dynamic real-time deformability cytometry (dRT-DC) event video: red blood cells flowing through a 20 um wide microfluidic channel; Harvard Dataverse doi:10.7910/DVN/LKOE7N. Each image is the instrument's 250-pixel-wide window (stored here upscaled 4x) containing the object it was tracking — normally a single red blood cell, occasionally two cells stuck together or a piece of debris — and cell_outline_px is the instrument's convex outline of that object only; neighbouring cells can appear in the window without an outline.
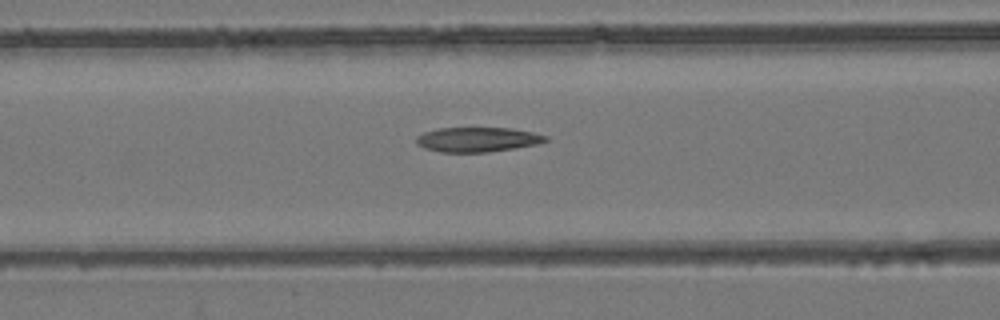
{"species": "common noctule bat (a hibernating species)", "species_latin": "Nyctalus noctula", "temperature_condition": "room temperature", "stored_images_in_passage": 20, "camera_frame_rate_fps": 3000, "um_per_image_px": 0.085, "animal": {"sex": "female", "body_mass_g": 24.6, "forearm_length_mm": 56.2}, "frame": {"image": 1, "passage_image": 10, "time_ms": 3.0, "image_size_px": [1000, 320], "cell_outline_px": [[548, 140], [536, 144], [516, 148], [488, 152], [440, 152], [424, 148], [416, 144], [416, 136], [424, 132], [440, 128], [512, 128], [532, 132], [548, 136]], "centroid_in_image_um": [40.57, 11.86], "position_along_channel_um": 126.0, "area_um2": 18.61}}
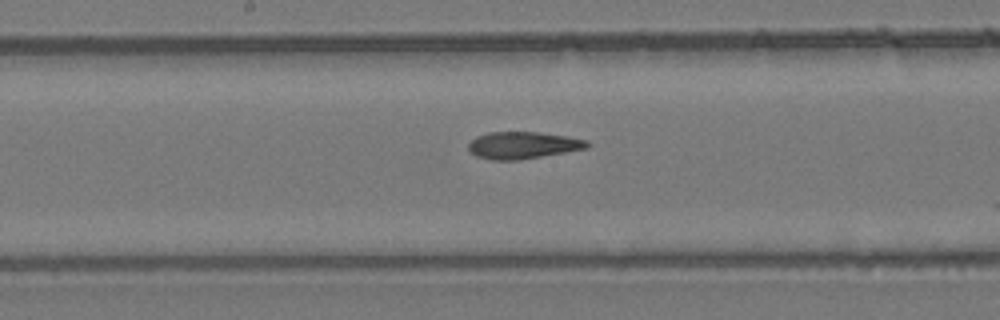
{"frame": {"image": 2, "passage_image": 16, "time_ms": 5.0, "image_size_px": [1000, 320], "cell_outline_px": [[592, 144], [588, 148], [516, 160], [492, 160], [476, 156], [468, 148], [468, 144], [476, 136], [488, 132], [540, 132], [568, 136], [588, 140]], "centroid_in_image_um": [44.47, 12.33], "position_along_channel_um": 203.7, "area_um2": 18.67}}
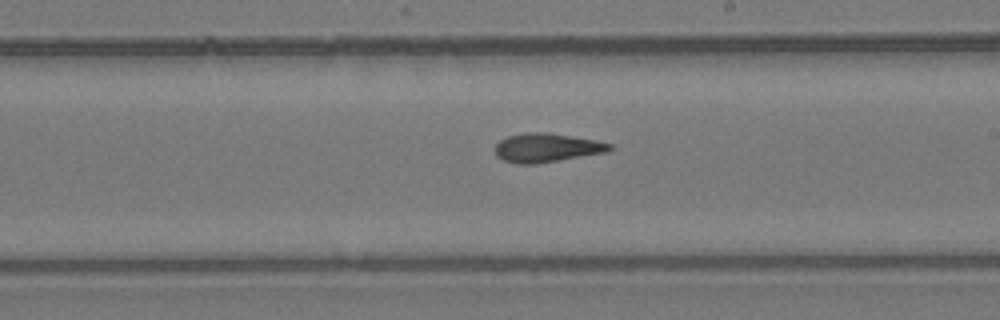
{"frame": {"image": 3, "passage_image": 19, "time_ms": 6.0, "image_size_px": [1000, 320], "cell_outline_px": [[612, 148], [608, 152], [536, 164], [520, 164], [504, 160], [496, 156], [496, 144], [500, 140], [508, 136], [524, 132], [548, 132], [596, 140], [612, 144]], "centroid_in_image_um": [46.48, 12.55], "position_along_channel_um": 242.5, "area_um2": 19.31}}